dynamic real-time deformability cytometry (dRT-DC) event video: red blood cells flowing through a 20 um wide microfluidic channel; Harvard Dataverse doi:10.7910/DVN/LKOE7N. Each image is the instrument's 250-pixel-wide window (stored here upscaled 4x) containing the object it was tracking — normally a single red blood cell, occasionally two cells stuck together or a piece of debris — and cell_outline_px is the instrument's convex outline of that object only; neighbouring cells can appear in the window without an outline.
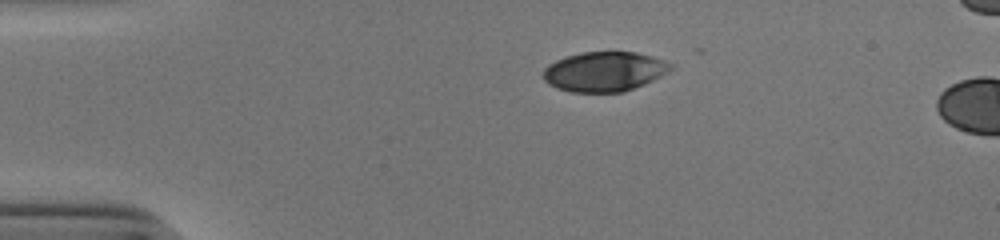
{"species": "human", "species_latin": "Homo sapiens", "temperature_condition": "cold", "stored_images_in_passage": 6, "camera_frame_rate_fps": 3000, "um_per_image_px": 0.085, "donor": {"sex": "male"}, "frame": {"image": 1, "passage_image": 1, "time_ms": 0.0, "image_size_px": [1000, 240], "cell_outline_px": [[676, 64], [668, 72], [644, 84], [624, 92], [572, 92], [556, 88], [548, 84], [544, 80], [544, 68], [548, 64], [564, 56], [580, 52], [636, 52], [652, 56]], "centroid_in_image_um": [51.37, 6.07], "position_along_channel_um": 33.6, "area_um2": 29.71}}